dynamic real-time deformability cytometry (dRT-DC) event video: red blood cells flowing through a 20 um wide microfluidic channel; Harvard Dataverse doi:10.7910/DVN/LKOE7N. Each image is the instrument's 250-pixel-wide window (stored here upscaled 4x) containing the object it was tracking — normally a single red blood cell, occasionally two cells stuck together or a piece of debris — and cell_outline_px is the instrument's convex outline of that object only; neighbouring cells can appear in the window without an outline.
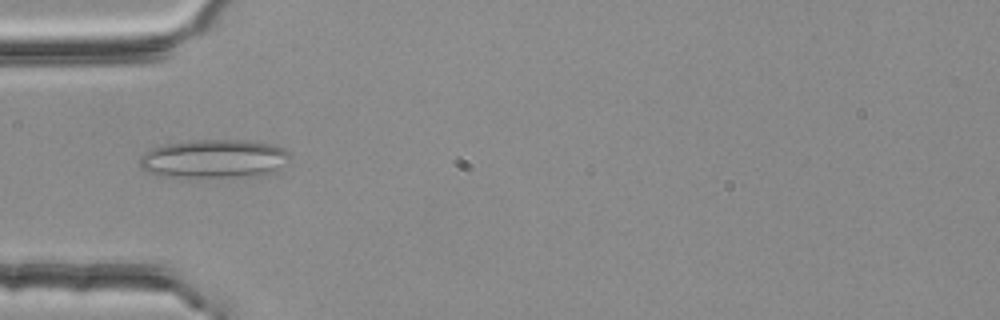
{"species": "common noctule bat (a hibernating species)", "species_latin": "Nyctalus noctula", "temperature_condition": "room temperature", "stored_images_in_passage": 1, "camera_frame_rate_fps": 3000, "um_per_image_px": 0.085, "animal": {"sex": "female", "body_mass_g": 25.1}, "frame": {"image": 1, "passage_image": 1, "time_ms": 0.0, "image_size_px": [1000, 320], "cell_outline_px": [[292, 156], [288, 164], [276, 172], [268, 176], [160, 176], [148, 172], [140, 164], [140, 156], [144, 152], [152, 148], [168, 144], [196, 140], [244, 140], [272, 144], [284, 148]], "centroid_in_image_um": [18.31, 13.5], "position_along_channel_um": 66.7, "area_um2": 33.93}}